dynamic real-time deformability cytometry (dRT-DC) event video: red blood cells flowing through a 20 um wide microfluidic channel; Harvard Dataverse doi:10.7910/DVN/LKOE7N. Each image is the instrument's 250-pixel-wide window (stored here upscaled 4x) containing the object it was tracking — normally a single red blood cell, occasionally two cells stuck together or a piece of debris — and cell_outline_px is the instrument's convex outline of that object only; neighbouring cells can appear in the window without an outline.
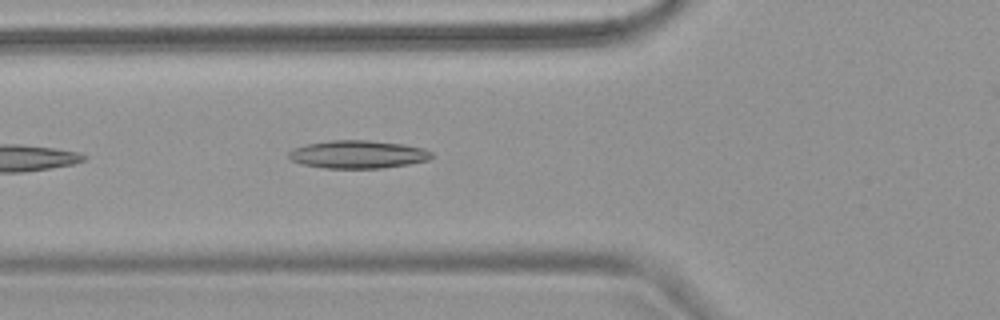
{"species": "common noctule bat (a hibernating species)", "species_latin": "Nyctalus noctula", "temperature_condition": "warm", "stored_images_in_passage": 3, "camera_frame_rate_fps": 3000, "um_per_image_px": 0.085, "animal": {"sex": "female", "body_mass_g": 18.4}, "frame": {"image": 1, "passage_image": 2, "time_ms": 1.0, "image_size_px": [1000, 320], "cell_outline_px": [[436, 156], [428, 160], [408, 164], [380, 168], [324, 168], [304, 164], [292, 160], [288, 156], [288, 152], [292, 148], [308, 144], [328, 140], [368, 140], [404, 144], [424, 148], [432, 152]], "centroid_in_image_um": [30.45, 13.11], "position_along_channel_um": 95.3, "area_um2": 23.35}}